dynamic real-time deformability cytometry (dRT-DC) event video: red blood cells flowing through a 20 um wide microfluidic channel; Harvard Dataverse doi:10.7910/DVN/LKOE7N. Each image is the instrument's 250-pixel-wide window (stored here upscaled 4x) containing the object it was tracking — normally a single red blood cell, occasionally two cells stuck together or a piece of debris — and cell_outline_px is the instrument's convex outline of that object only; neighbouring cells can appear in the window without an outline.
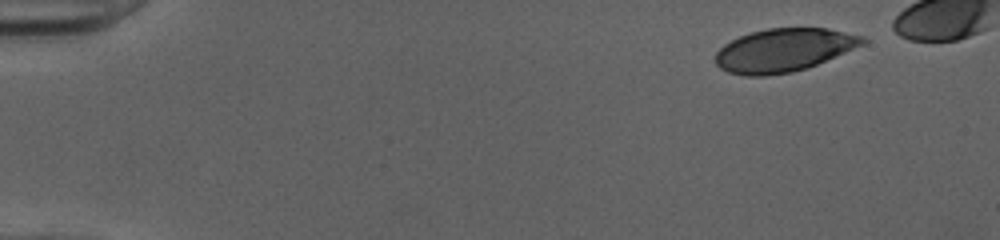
{"species": "human", "species_latin": "Homo sapiens", "temperature_condition": "cold", "stored_images_in_passage": 44, "camera_frame_rate_fps": 3000, "um_per_image_px": 0.085, "donor": {"sex": "female"}, "frame": {"image": 1, "passage_image": 1, "time_ms": 0.0, "image_size_px": [1000, 240], "cell_outline_px": [[868, 40], [864, 44], [808, 68], [792, 72], [764, 76], [744, 76], [728, 72], [720, 68], [716, 64], [716, 52], [724, 44], [740, 36], [752, 32], [768, 28], [828, 28], [864, 36]], "centroid_in_image_um": [66.63, 4.26], "position_along_channel_um": 18.4, "area_um2": 37.05}}
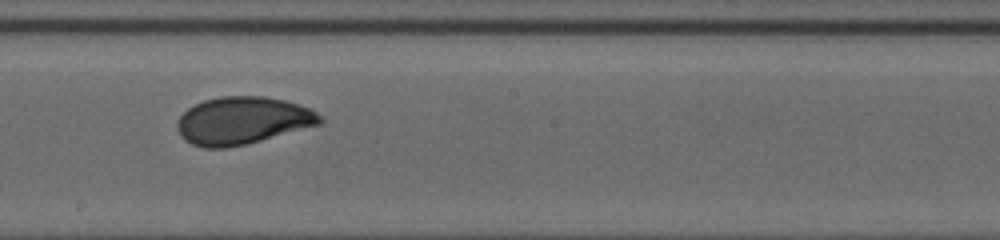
{"frame": {"image": 2, "passage_image": 26, "time_ms": 8.333, "image_size_px": [1000, 240], "cell_outline_px": [[324, 120], [320, 124], [260, 140], [228, 148], [204, 148], [192, 144], [184, 140], [180, 136], [176, 128], [176, 124], [180, 116], [188, 108], [204, 100], [220, 96], [264, 96], [284, 100], [308, 108], [316, 112]], "centroid_in_image_um": [20.57, 10.25], "position_along_channel_um": 227.6, "area_um2": 39.3}}
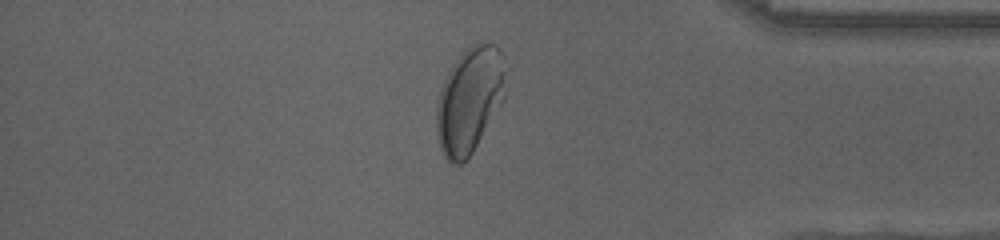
{"frame": {"image": 3, "passage_image": 40, "time_ms": 13.0, "image_size_px": [1000, 240], "cell_outline_px": [[508, 68], [504, 100], [472, 152], [460, 164], [452, 164], [444, 156], [440, 148], [436, 128], [436, 112], [440, 88], [448, 72], [456, 60], [468, 48], [476, 44], [496, 44], [504, 56]], "centroid_in_image_um": [39.95, 8.49], "position_along_channel_um": 395.3, "area_um2": 42.66}, "authors_computed_cell_mechanics": {"area_um2": 39.2751, "velocity_mm_per_s": 4.0204, "shape_relaxation_time_tau1_ms": 3.6708, "shape_relaxation_time_tau2_ms": null, "deformation_change_tau1": 0.155, "deformation_change_tau2": null}}